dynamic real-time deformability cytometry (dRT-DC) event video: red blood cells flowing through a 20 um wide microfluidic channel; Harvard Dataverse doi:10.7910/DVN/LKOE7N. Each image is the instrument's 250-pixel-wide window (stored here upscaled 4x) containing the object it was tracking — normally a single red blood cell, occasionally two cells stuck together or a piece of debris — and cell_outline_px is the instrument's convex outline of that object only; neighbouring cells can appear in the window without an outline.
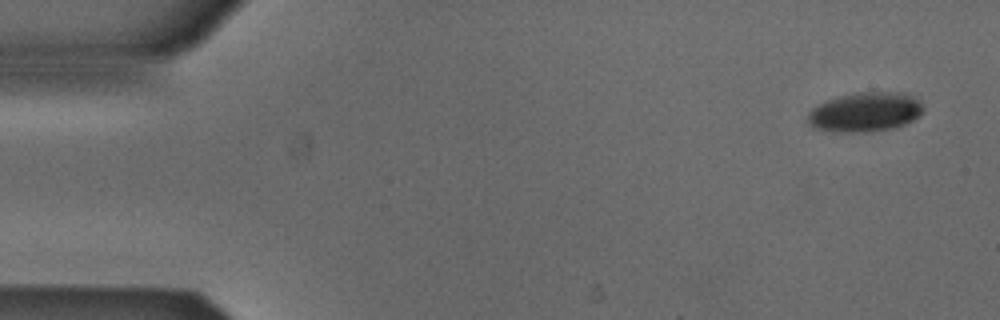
{"species": "Egyptian fruit bat (a non-hibernating species)", "species_latin": "Rousettus aegyptiacus", "temperature_condition": "cold", "stored_images_in_passage": 5, "camera_frame_rate_fps": 3000, "um_per_image_px": 0.085, "animal": {"sex": "male"}, "frame": {"image": 1, "passage_image": 1, "time_ms": 0.0, "image_size_px": [1000, 320], "cell_outline_px": [[924, 112], [920, 116], [904, 124], [892, 128], [864, 132], [832, 132], [812, 128], [804, 120], [808, 112], [816, 104], [824, 100], [840, 96], [860, 92], [904, 92], [920, 100], [924, 108]], "centroid_in_image_um": [73.48, 9.52], "position_along_channel_um": 11.5, "area_um2": 27.11}}